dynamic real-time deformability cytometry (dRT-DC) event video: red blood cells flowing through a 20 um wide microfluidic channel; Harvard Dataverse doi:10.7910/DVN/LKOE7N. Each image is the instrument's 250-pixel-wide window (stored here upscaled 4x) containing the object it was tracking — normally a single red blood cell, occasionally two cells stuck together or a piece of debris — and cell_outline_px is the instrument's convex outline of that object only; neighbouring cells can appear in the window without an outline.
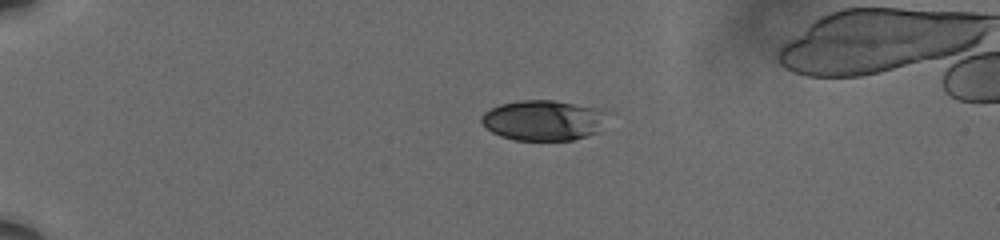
{"species": "human", "species_latin": "Homo sapiens", "temperature_condition": "cold", "stored_images_in_passage": 45, "camera_frame_rate_fps": 3000, "um_per_image_px": 0.085, "donor": {"sex": "male"}, "frame": {"image": 1, "passage_image": 1, "time_ms": 0.0, "image_size_px": [1000, 240], "cell_outline_px": [[604, 112], [596, 132], [572, 140], [516, 140], [500, 136], [492, 132], [480, 120], [480, 116], [484, 112], [500, 104], [520, 100], [552, 100], [592, 108]], "centroid_in_image_um": [46.04, 10.23], "position_along_channel_um": 39.0, "area_um2": 28.67}}
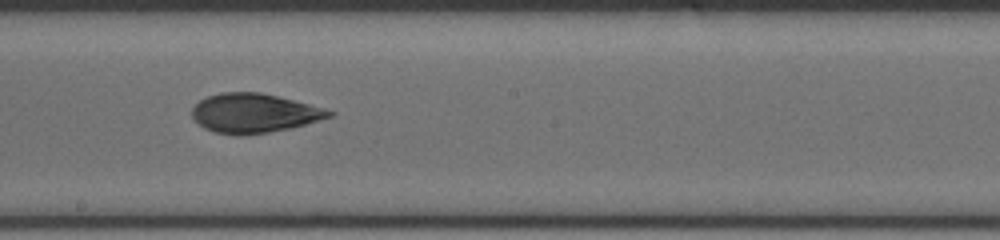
{"frame": {"image": 2, "passage_image": 22, "time_ms": 7.0, "image_size_px": [1000, 240], "cell_outline_px": [[336, 112], [332, 116], [304, 124], [288, 128], [268, 132], [240, 136], [236, 136], [216, 132], [204, 128], [192, 116], [192, 108], [200, 100], [208, 96], [220, 92], [260, 92], [324, 108]], "centroid_in_image_um": [21.56, 9.62], "position_along_channel_um": 226.6, "area_um2": 30.98}}
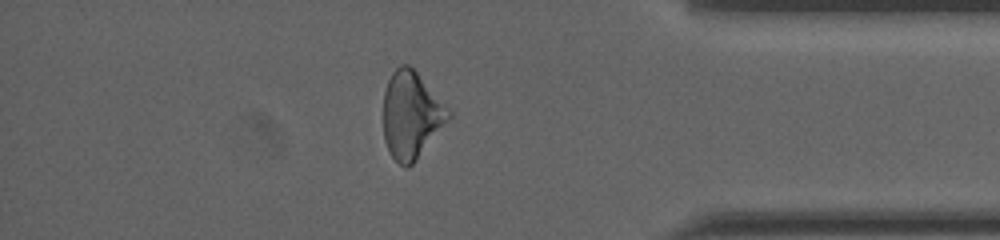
{"frame": {"image": 3, "passage_image": 38, "time_ms": 12.333, "image_size_px": [1000, 240], "cell_outline_px": [[452, 116], [412, 164], [408, 168], [404, 168], [392, 156], [384, 140], [384, 92], [388, 80], [392, 72], [400, 64], [408, 64], [416, 72], [452, 112]], "centroid_in_image_um": [34.95, 9.78], "position_along_channel_um": 400.3, "area_um2": 32.54}, "authors_computed_cell_mechanics": {"area_um2": 30.9808, "velocity_mm_per_s": 3.619, "shape_relaxation_time_tau1_ms": 4.7799, "shape_relaxation_time_tau2_ms": 3.3477, "deformation_change_tau1": 0.1205, "deformation_change_tau2": 0.0872}}